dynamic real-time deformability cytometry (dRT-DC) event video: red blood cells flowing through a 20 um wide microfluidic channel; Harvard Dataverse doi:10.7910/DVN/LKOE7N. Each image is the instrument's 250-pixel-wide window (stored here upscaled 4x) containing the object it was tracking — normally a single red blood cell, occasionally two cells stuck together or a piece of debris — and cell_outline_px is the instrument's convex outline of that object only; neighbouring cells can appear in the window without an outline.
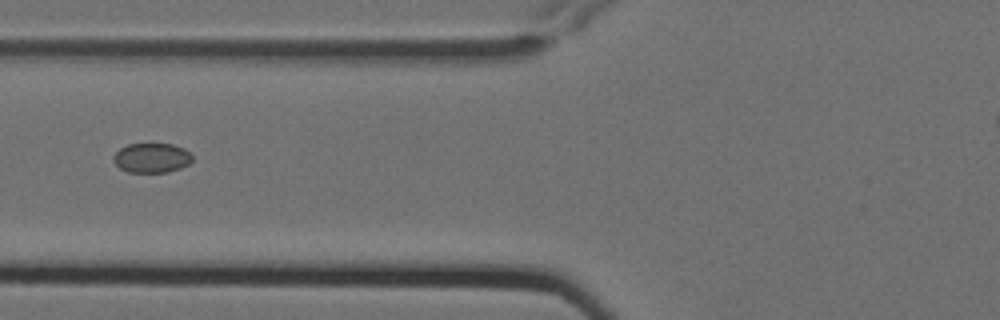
{"species": "Egyptian fruit bat (a non-hibernating species)", "species_latin": "Rousettus aegyptiacus", "temperature_condition": "cold", "stored_images_in_passage": 9, "camera_frame_rate_fps": 3000, "um_per_image_px": 0.085, "animal": {"sex": "female"}, "frame": {"image": 1, "passage_image": 4, "time_ms": 1.0, "image_size_px": [1000, 320], "cell_outline_px": [[192, 160], [188, 164], [180, 168], [168, 172], [128, 172], [120, 168], [112, 160], [112, 156], [120, 148], [128, 144], [172, 144], [184, 148], [192, 156]], "centroid_in_image_um": [12.87, 13.42], "position_along_channel_um": 112.9, "area_um2": 13.58}}
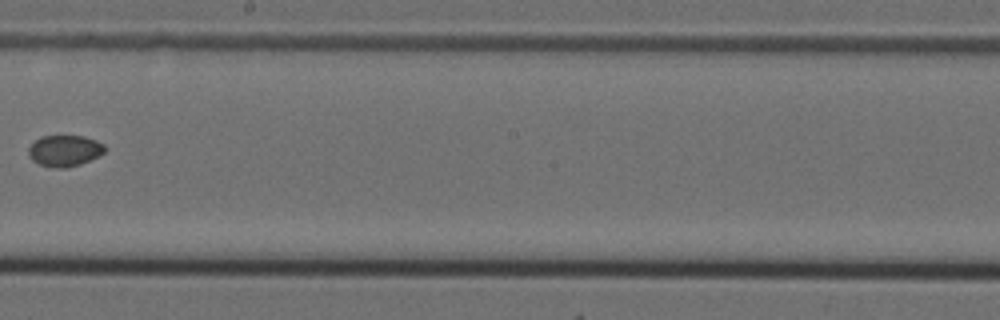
{"frame": {"image": 2, "passage_image": 7, "time_ms": 2.0, "image_size_px": [1000, 320], "cell_outline_px": [[104, 152], [80, 164], [64, 168], [56, 168], [40, 164], [32, 160], [28, 156], [28, 148], [40, 136], [84, 136], [96, 140], [104, 144]], "centroid_in_image_um": [5.46, 12.8], "position_along_channel_um": 242.7, "area_um2": 13.7}}
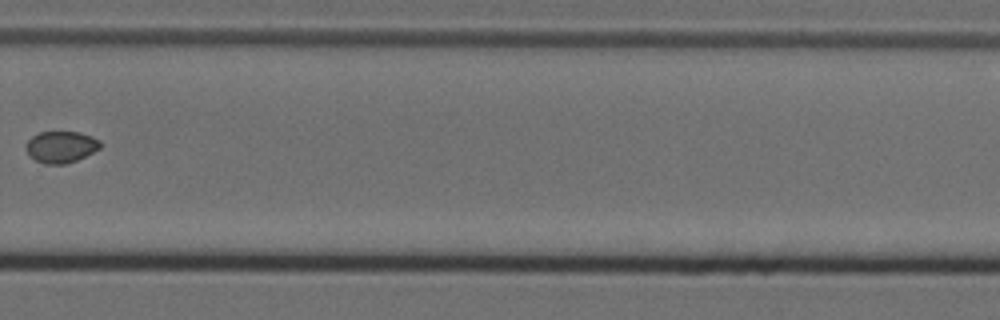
{"frame": {"image": 3, "passage_image": 9, "time_ms": 2.667, "image_size_px": [1000, 320], "cell_outline_px": [[100, 148], [76, 160], [64, 164], [44, 164], [28, 156], [24, 148], [28, 140], [32, 136], [40, 132], [80, 132], [92, 136], [100, 140]], "centroid_in_image_um": [5.14, 12.48], "position_along_channel_um": 324.7, "area_um2": 13.7}}